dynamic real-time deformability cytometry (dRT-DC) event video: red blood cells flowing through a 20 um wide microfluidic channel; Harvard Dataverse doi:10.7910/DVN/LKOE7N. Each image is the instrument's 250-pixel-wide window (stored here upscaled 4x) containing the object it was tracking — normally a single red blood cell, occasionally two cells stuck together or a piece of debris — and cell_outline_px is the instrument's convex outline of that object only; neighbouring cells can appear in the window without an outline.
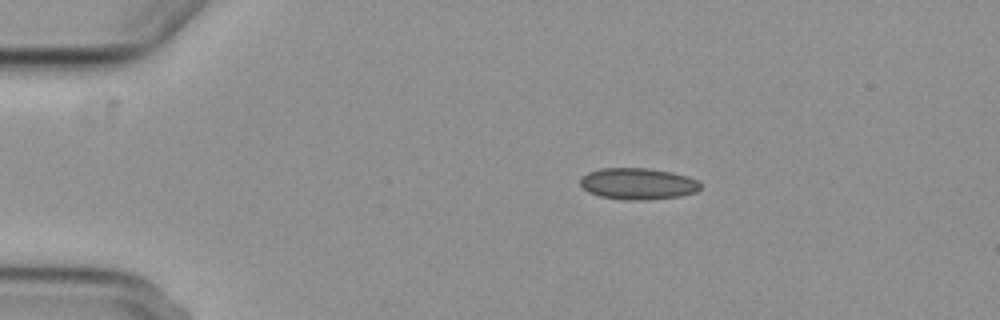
{"species": "common noctule bat (a hibernating species)", "species_latin": "Nyctalus noctula", "temperature_condition": "cold", "stored_images_in_passage": 7, "camera_frame_rate_fps": 3000, "um_per_image_px": 0.085, "animal": {"sex": "female", "body_mass_g": 29.2, "forearm_length_mm": 56.3}, "frame": {"image": 1, "passage_image": 2, "time_ms": 2.0, "image_size_px": [1000, 320], "cell_outline_px": [[700, 188], [696, 192], [680, 196], [644, 200], [624, 200], [600, 196], [588, 192], [580, 184], [580, 176], [588, 172], [600, 168], [648, 168], [672, 172], [688, 176], [696, 180], [700, 184]], "centroid_in_image_um": [54.2, 15.61], "position_along_channel_um": 30.8, "area_um2": 22.14}}
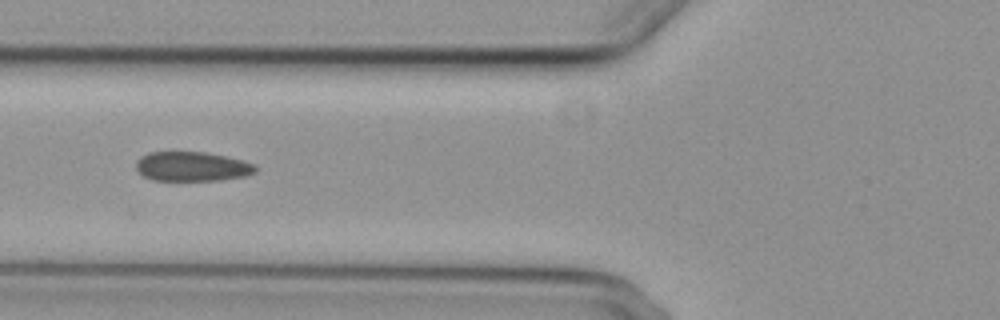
{"frame": {"image": 2, "passage_image": 5, "time_ms": 5.667, "image_size_px": [1000, 320], "cell_outline_px": [[256, 172], [248, 176], [220, 180], [152, 180], [144, 176], [136, 168], [136, 160], [140, 156], [148, 152], [204, 152], [244, 160], [256, 164]], "centroid_in_image_um": [16.35, 14.15], "position_along_channel_um": 109.5, "area_um2": 20.63}}
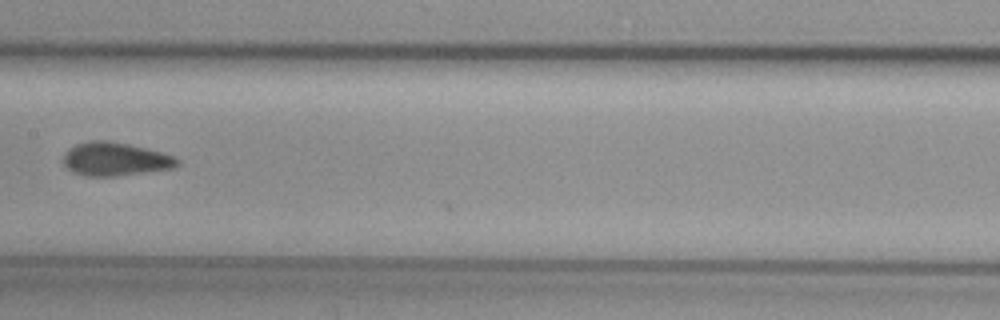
{"frame": {"image": 3, "passage_image": 7, "time_ms": 8.0, "image_size_px": [1000, 320], "cell_outline_px": [[180, 164], [176, 168], [116, 176], [84, 176], [72, 172], [64, 164], [64, 156], [68, 148], [76, 144], [92, 140], [108, 140], [128, 144], [176, 156], [180, 160]], "centroid_in_image_um": [9.82, 13.53], "position_along_channel_um": 197.6, "area_um2": 22.31}}